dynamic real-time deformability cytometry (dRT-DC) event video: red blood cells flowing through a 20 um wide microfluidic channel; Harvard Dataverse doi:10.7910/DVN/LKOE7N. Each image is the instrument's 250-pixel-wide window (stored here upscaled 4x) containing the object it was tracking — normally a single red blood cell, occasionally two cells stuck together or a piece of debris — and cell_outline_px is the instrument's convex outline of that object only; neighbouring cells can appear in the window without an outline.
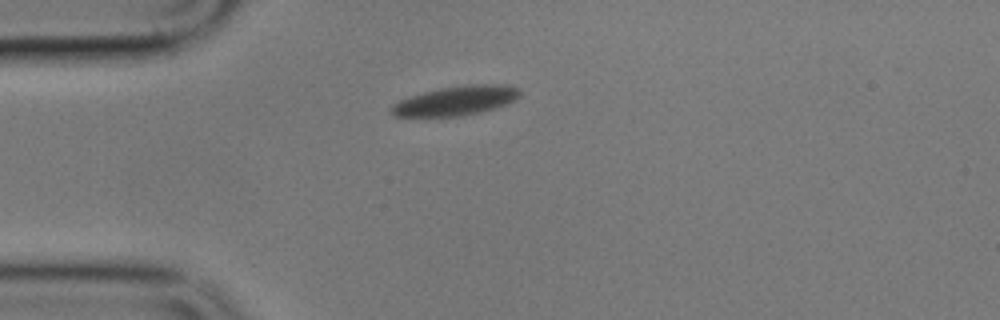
{"species": "common noctule bat (a hibernating species)", "species_latin": "Nyctalus noctula", "temperature_condition": "cold", "stored_images_in_passage": 4, "camera_frame_rate_fps": 3000, "um_per_image_px": 0.085, "animal": {"sex": "male", "body_mass_g": 17.9}, "frame": {"image": 1, "passage_image": 1, "time_ms": 0.0, "image_size_px": [1000, 320], "cell_outline_px": [[520, 96], [516, 100], [508, 104], [496, 108], [480, 112], [460, 116], [392, 116], [388, 108], [392, 104], [400, 100], [424, 92], [440, 88], [468, 84], [504, 84], [520, 88]], "centroid_in_image_um": [38.78, 8.55], "position_along_channel_um": 46.2, "area_um2": 22.14}}
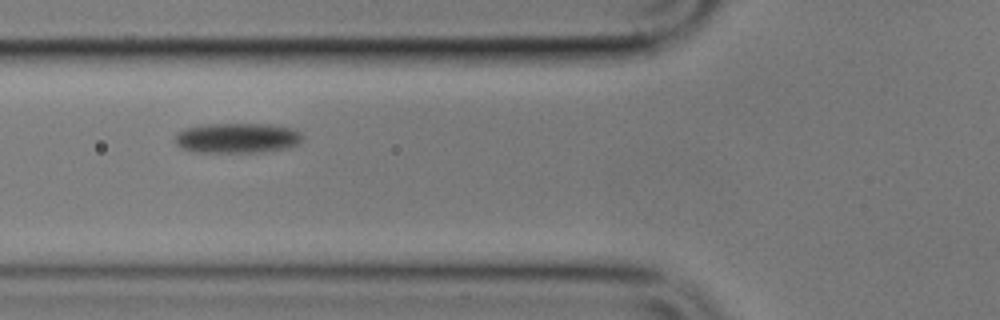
{"frame": {"image": 2, "passage_image": 3, "time_ms": 2.333, "image_size_px": [1000, 320], "cell_outline_px": [[304, 136], [300, 144], [288, 148], [260, 152], [200, 152], [180, 148], [176, 144], [176, 132], [188, 128], [208, 124], [268, 124], [292, 128], [300, 132]], "centroid_in_image_um": [20.22, 11.73], "position_along_channel_um": 105.6, "area_um2": 22.37}}
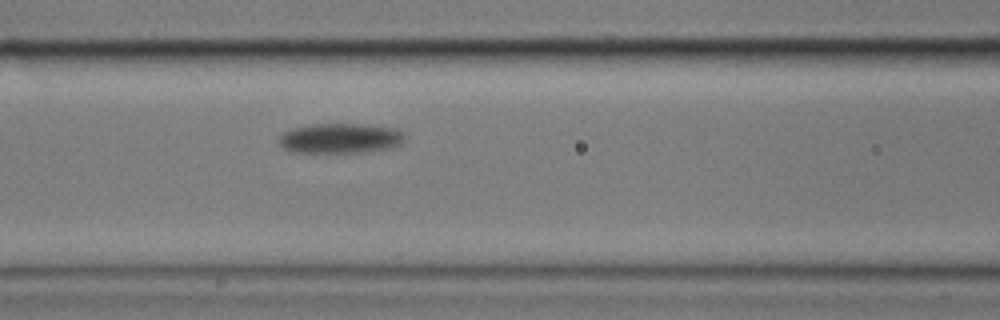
{"frame": {"image": 3, "passage_image": 4, "time_ms": 3.333, "image_size_px": [1000, 320], "cell_outline_px": [[404, 140], [400, 144], [388, 148], [364, 152], [288, 152], [280, 144], [280, 136], [284, 132], [292, 128], [312, 124], [368, 124], [396, 128], [404, 136]], "centroid_in_image_um": [28.91, 11.75], "position_along_channel_um": 137.7, "area_um2": 21.91}}